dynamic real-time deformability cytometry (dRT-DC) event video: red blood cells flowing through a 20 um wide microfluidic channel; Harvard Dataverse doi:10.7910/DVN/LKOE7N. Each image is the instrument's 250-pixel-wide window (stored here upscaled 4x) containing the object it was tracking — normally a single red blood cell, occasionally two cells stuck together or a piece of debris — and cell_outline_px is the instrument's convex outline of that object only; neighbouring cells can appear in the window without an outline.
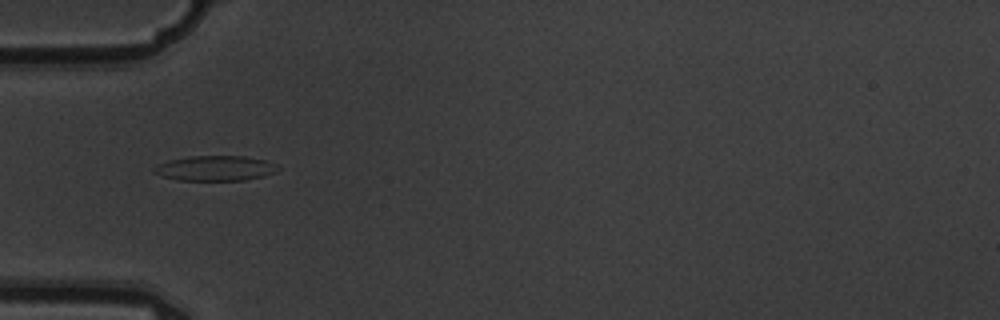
{"species": "common noctule bat (a hibernating species)", "species_latin": "Nyctalus noctula", "temperature_condition": "warm", "stored_images_in_passage": 5, "camera_frame_rate_fps": 3000, "um_per_image_px": 0.085, "animal": {"sex": "male", "body_mass_g": 19.5, "forearm_length_mm": 54.6}, "frame": {"image": 1, "passage_image": 3, "time_ms": 0.667, "image_size_px": [1000, 320], "cell_outline_px": [[280, 168], [276, 172], [264, 176], [244, 180], [176, 180], [160, 176], [152, 172], [152, 168], [156, 164], [168, 160], [188, 156], [244, 156], [264, 160], [276, 164]], "centroid_in_image_um": [18.24, 14.3], "position_along_channel_um": 66.8, "area_um2": 18.32}}
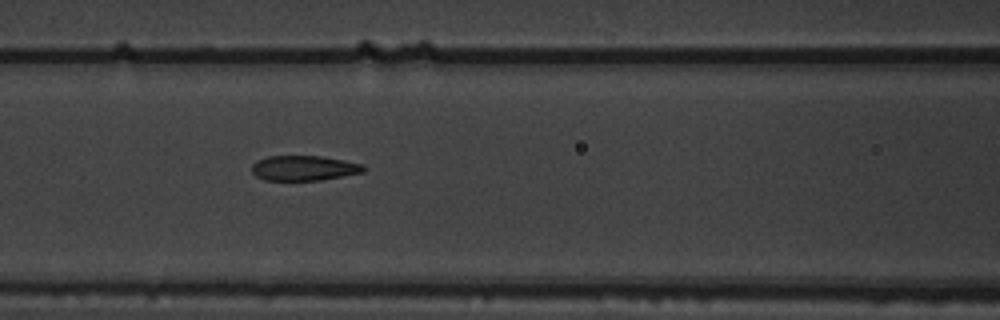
{"frame": {"image": 2, "passage_image": 5, "time_ms": 1.333, "image_size_px": [1000, 320], "cell_outline_px": [[368, 168], [364, 172], [320, 180], [264, 180], [256, 176], [252, 172], [252, 164], [256, 160], [268, 156], [324, 156], [364, 164]], "centroid_in_image_um": [25.86, 14.28], "position_along_channel_um": 140.7, "area_um2": 16.47}}